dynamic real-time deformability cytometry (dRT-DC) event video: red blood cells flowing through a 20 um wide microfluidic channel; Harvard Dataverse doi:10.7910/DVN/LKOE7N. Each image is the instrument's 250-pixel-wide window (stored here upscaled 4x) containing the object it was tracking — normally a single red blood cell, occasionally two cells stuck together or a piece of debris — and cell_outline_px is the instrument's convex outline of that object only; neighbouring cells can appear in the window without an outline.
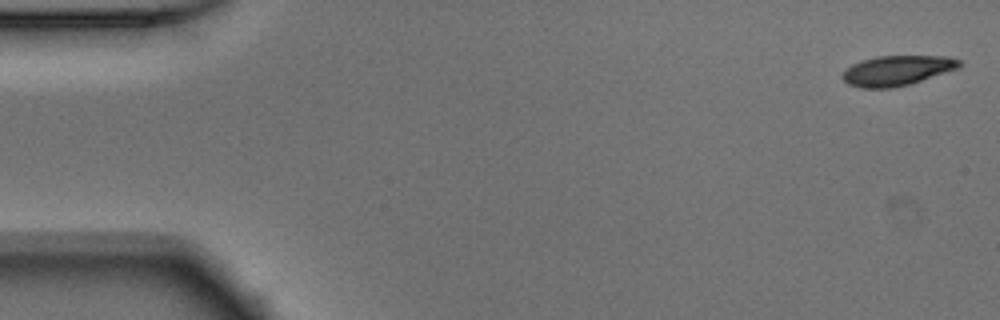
{"species": "Egyptian fruit bat (a non-hibernating species)", "species_latin": "Rousettus aegyptiacus", "temperature_condition": "warm", "stored_images_in_passage": 8, "camera_frame_rate_fps": 3000, "um_per_image_px": 0.085, "animal": {"sex": "male"}, "frame": {"image": 1, "passage_image": 1, "time_ms": 0.0, "image_size_px": [1000, 320], "cell_outline_px": [[960, 68], [908, 84], [892, 88], [860, 88], [848, 84], [840, 76], [852, 64], [860, 60], [876, 56], [948, 56], [960, 60]], "centroid_in_image_um": [76.23, 5.99], "position_along_channel_um": 8.8, "area_um2": 20.4}}